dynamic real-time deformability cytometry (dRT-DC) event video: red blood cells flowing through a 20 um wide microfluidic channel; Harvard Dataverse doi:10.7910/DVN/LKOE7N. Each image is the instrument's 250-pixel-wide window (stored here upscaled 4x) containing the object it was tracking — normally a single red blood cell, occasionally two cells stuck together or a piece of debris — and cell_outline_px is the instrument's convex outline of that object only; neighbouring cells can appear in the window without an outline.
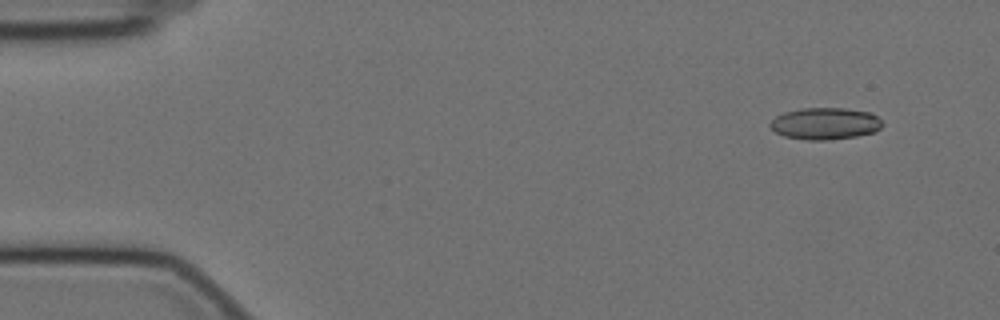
{"species": "Egyptian fruit bat (a non-hibernating species)", "species_latin": "Rousettus aegyptiacus", "temperature_condition": "cold", "stored_images_in_passage": 57, "camera_frame_rate_fps": 3000, "um_per_image_px": 0.085, "animal": {"sex": "female"}, "frame": {"image": 1, "passage_image": 5, "time_ms": 1.333, "image_size_px": [1000, 320], "cell_outline_px": [[884, 124], [876, 132], [856, 136], [828, 140], [808, 140], [784, 136], [776, 132], [768, 124], [776, 116], [784, 112], [800, 108], [844, 108], [872, 112]], "centroid_in_image_um": [70.15, 10.5], "position_along_channel_um": 14.8, "area_um2": 20.92}}
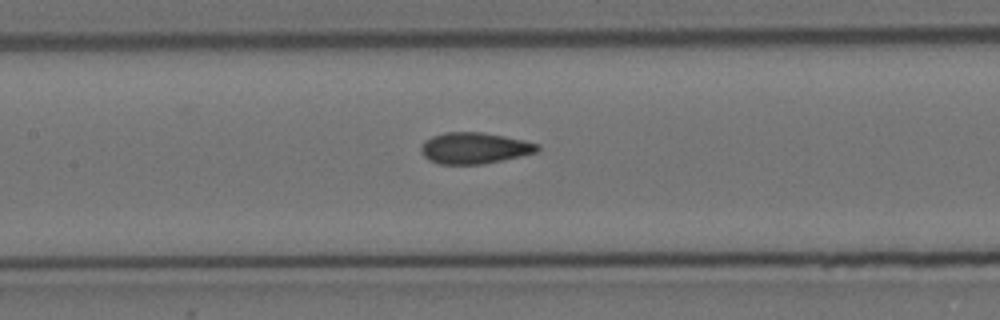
{"frame": {"image": 2, "passage_image": 27, "time_ms": 8.667, "image_size_px": [1000, 320], "cell_outline_px": [[540, 148], [536, 152], [520, 156], [484, 164], [440, 164], [428, 160], [420, 152], [420, 148], [424, 140], [432, 136], [444, 132], [480, 132], [504, 136], [524, 140], [540, 144]], "centroid_in_image_um": [40.3, 12.58], "position_along_channel_um": 167.1, "area_um2": 21.27}}
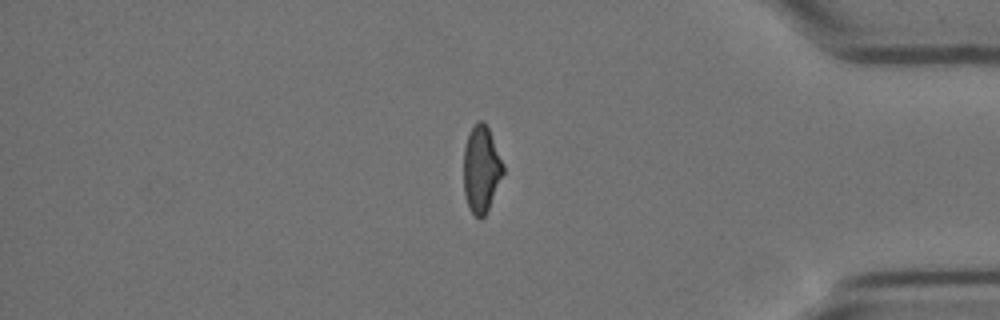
{"frame": {"image": 3, "passage_image": 49, "time_ms": 16.0, "image_size_px": [1000, 320], "cell_outline_px": [[504, 172], [488, 208], [484, 216], [480, 220], [468, 208], [464, 192], [464, 148], [468, 132], [476, 120], [484, 120], [488, 128], [504, 164]], "centroid_in_image_um": [40.9, 14.34], "position_along_channel_um": 394.3, "area_um2": 20.0}}